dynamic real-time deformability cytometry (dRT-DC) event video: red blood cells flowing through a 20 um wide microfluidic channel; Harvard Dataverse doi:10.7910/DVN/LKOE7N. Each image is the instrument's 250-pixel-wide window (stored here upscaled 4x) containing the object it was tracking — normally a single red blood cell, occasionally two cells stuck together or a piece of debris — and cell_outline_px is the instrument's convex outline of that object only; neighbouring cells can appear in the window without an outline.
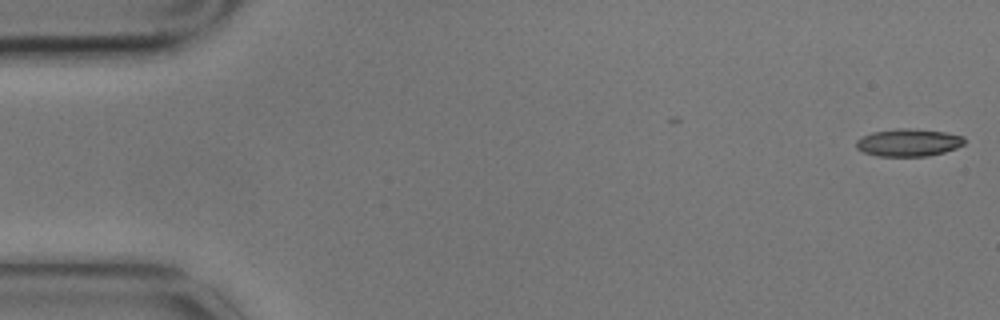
{"species": "common noctule bat (a hibernating species)", "species_latin": "Nyctalus noctula", "temperature_condition": "cold", "stored_images_in_passage": 5, "camera_frame_rate_fps": 3000, "um_per_image_px": 0.085, "animal": {"sex": "male", "body_mass_g": 17.9}, "frame": {"image": 1, "passage_image": 1, "time_ms": 0.0, "image_size_px": [1000, 320], "cell_outline_px": [[964, 144], [956, 148], [944, 152], [928, 156], [876, 156], [864, 152], [856, 148], [856, 140], [872, 132], [896, 128], [908, 128], [944, 132], [964, 136]], "centroid_in_image_um": [77.21, 12.12], "position_along_channel_um": 7.8, "area_um2": 17.34}}
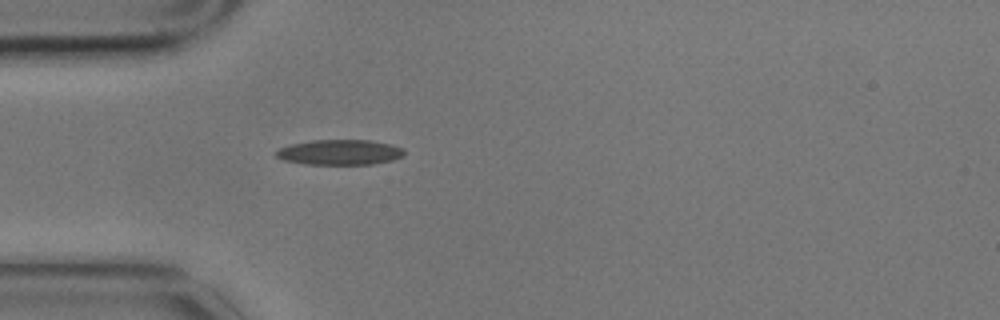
{"frame": {"image": 2, "passage_image": 5, "time_ms": 1.333, "image_size_px": [1000, 320], "cell_outline_px": [[404, 156], [392, 160], [372, 164], [304, 164], [284, 160], [276, 156], [272, 152], [276, 148], [292, 144], [312, 140], [368, 140], [392, 144], [404, 148]], "centroid_in_image_um": [28.85, 12.94], "position_along_channel_um": 56.1, "area_um2": 19.02}}